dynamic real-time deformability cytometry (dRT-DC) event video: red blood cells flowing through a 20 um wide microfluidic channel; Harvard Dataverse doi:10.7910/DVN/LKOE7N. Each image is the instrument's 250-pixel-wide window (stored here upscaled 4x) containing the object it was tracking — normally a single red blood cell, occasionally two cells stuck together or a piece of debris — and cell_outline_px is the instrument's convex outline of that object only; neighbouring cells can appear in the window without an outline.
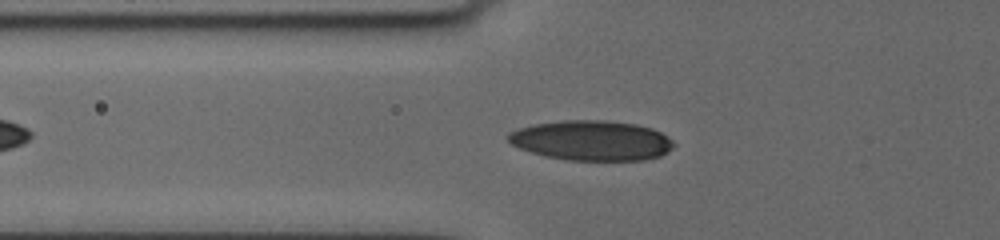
{"species": "human", "species_latin": "Homo sapiens", "temperature_condition": "cold", "stored_images_in_passage": 19, "camera_frame_rate_fps": 3000, "um_per_image_px": 0.085, "donor": {"sex": "female"}, "frame": {"image": 1, "passage_image": 11, "time_ms": 8.333, "image_size_px": [1000, 240], "cell_outline_px": [[676, 144], [668, 152], [660, 156], [644, 160], [564, 160], [544, 156], [520, 148], [512, 144], [508, 140], [508, 132], [520, 128], [536, 124], [564, 120], [604, 120], [636, 124], [652, 128], [668, 136]], "centroid_in_image_um": [50.32, 11.94], "position_along_channel_um": 75.5, "area_um2": 38.61}}
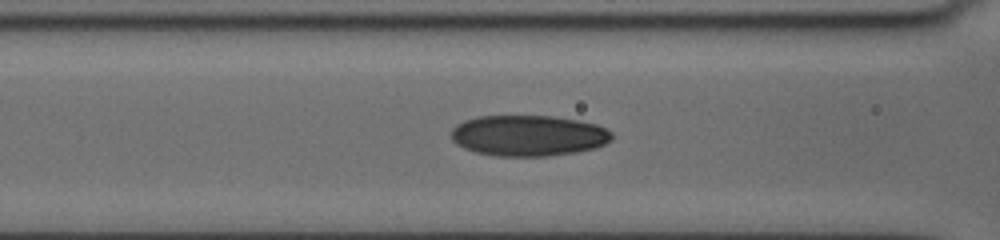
{"frame": {"image": 2, "passage_image": 15, "time_ms": 9.667, "image_size_px": [1000, 240], "cell_outline_px": [[612, 140], [596, 148], [576, 152], [548, 156], [492, 156], [476, 152], [464, 148], [456, 144], [452, 140], [452, 128], [456, 124], [464, 120], [476, 116], [552, 116], [576, 120], [596, 124], [612, 132]], "centroid_in_image_um": [44.89, 11.53], "position_along_channel_um": 121.7, "area_um2": 38.44}}
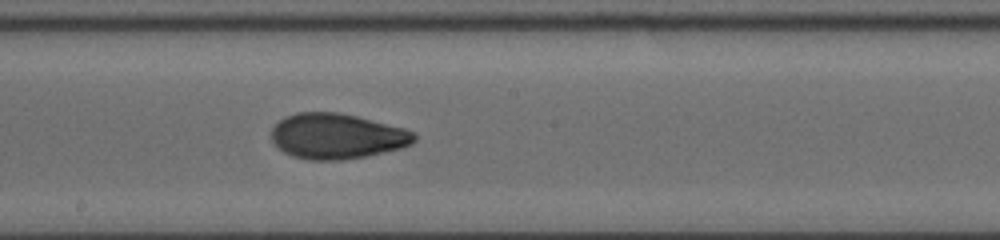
{"frame": {"image": 3, "passage_image": 19, "time_ms": 12.333, "image_size_px": [1000, 240], "cell_outline_px": [[416, 140], [412, 144], [400, 148], [364, 156], [340, 160], [308, 160], [292, 156], [284, 152], [272, 140], [272, 128], [284, 116], [296, 112], [336, 112], [356, 116], [404, 128], [416, 132]], "centroid_in_image_um": [28.63, 11.57], "position_along_channel_um": 219.6, "area_um2": 37.63}}